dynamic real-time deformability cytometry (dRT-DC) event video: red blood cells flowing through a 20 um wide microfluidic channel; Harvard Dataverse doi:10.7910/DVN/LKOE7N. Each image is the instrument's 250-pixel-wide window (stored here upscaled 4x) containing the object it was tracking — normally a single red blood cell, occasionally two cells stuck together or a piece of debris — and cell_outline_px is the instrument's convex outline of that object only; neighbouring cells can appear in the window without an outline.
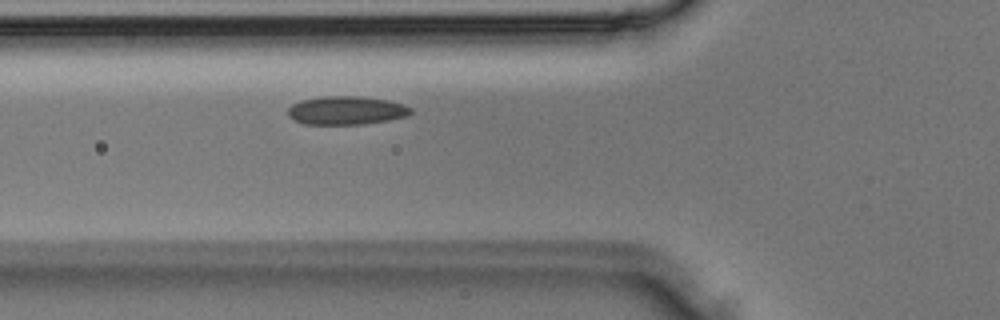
{"species": "Egyptian fruit bat (a non-hibernating species)", "species_latin": "Rousettus aegyptiacus", "temperature_condition": "room temperature", "stored_images_in_passage": 28, "camera_frame_rate_fps": 3000, "um_per_image_px": 0.085, "animal": {"sex": "male"}, "frame": {"image": 1, "passage_image": 4, "time_ms": 1.0, "image_size_px": [1000, 320], "cell_outline_px": [[412, 112], [408, 116], [388, 120], [360, 124], [304, 124], [292, 120], [288, 116], [288, 108], [292, 104], [300, 100], [320, 96], [360, 96], [388, 100], [404, 104], [412, 108]], "centroid_in_image_um": [29.42, 9.38], "position_along_channel_um": 96.4, "area_um2": 20.58}}
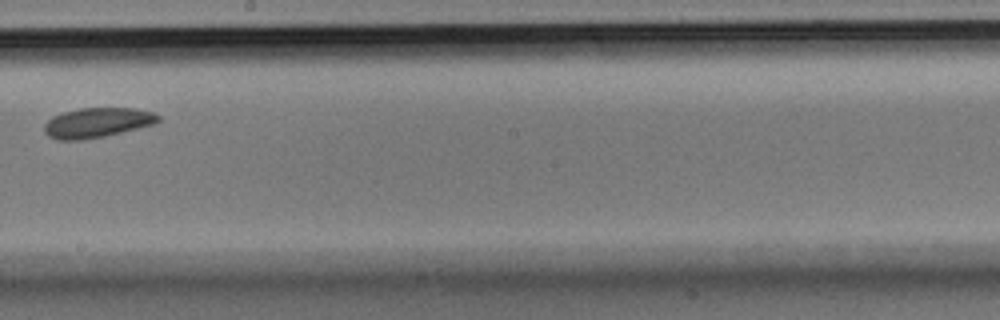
{"frame": {"image": 2, "passage_image": 12, "time_ms": 3.667, "image_size_px": [1000, 320], "cell_outline_px": [[160, 120], [156, 124], [104, 136], [80, 140], [56, 140], [48, 136], [44, 132], [44, 124], [52, 116], [64, 112], [80, 108], [136, 108], [152, 112], [160, 116]], "centroid_in_image_um": [8.26, 10.42], "position_along_channel_um": 239.9, "area_um2": 19.88}}
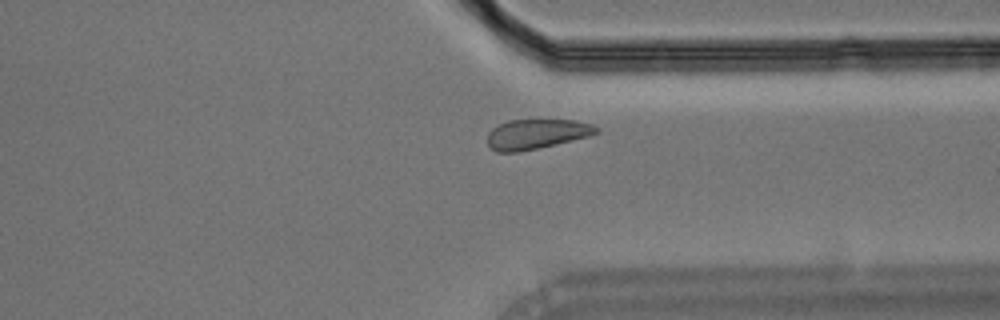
{"frame": {"image": 3, "passage_image": 19, "time_ms": 6.0, "image_size_px": [1000, 320], "cell_outline_px": [[600, 132], [592, 136], [536, 148], [516, 152], [496, 152], [488, 144], [488, 132], [492, 128], [508, 120], [576, 120], [592, 124], [600, 128]], "centroid_in_image_um": [45.65, 11.38], "position_along_channel_um": 365.8, "area_um2": 18.96}}